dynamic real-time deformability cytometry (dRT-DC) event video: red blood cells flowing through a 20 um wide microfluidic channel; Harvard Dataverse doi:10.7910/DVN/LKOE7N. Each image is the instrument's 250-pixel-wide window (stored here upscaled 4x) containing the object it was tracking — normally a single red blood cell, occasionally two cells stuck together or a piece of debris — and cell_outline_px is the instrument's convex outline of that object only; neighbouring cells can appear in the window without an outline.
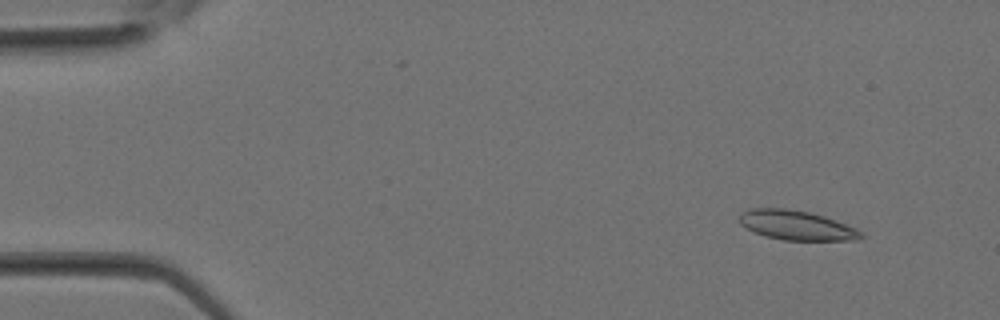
{"species": "Egyptian fruit bat (a non-hibernating species)", "species_latin": "Rousettus aegyptiacus", "temperature_condition": "room temperature", "stored_images_in_passage": 33, "camera_frame_rate_fps": 3000, "um_per_image_px": 0.085, "animal": {"sex": "female"}, "frame": {"image": 1, "passage_image": 3, "time_ms": 0.667, "image_size_px": [1000, 320], "cell_outline_px": [[864, 236], [856, 240], [784, 240], [764, 236], [740, 224], [740, 212], [752, 208], [788, 208], [808, 212], [824, 216], [856, 228]], "centroid_in_image_um": [67.69, 19.14], "position_along_channel_um": 17.3, "area_um2": 20.75}}
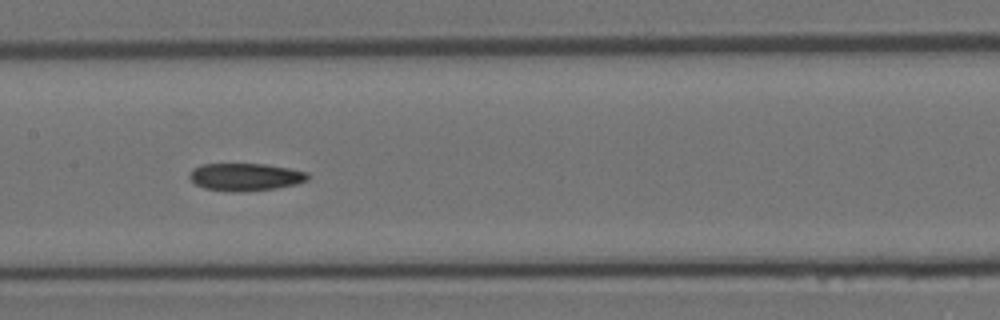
{"frame": {"image": 2, "passage_image": 16, "time_ms": 5.0, "image_size_px": [1000, 320], "cell_outline_px": [[308, 180], [296, 184], [276, 188], [240, 192], [232, 192], [204, 188], [196, 184], [188, 176], [192, 168], [200, 164], [264, 164], [288, 168], [308, 172]], "centroid_in_image_um": [20.83, 15.04], "position_along_channel_um": 186.6, "area_um2": 19.02}}
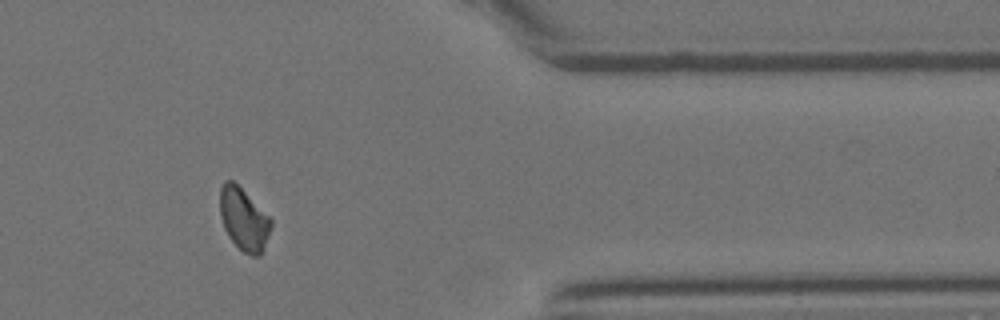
{"frame": {"image": 3, "passage_image": 27, "time_ms": 8.667, "image_size_px": [1000, 320], "cell_outline_px": [[272, 224], [264, 248], [260, 256], [252, 256], [244, 252], [228, 236], [224, 228], [220, 216], [220, 188], [224, 180], [232, 180], [272, 220]], "centroid_in_image_um": [20.7, 18.65], "position_along_channel_um": 390.7, "area_um2": 18.21}}